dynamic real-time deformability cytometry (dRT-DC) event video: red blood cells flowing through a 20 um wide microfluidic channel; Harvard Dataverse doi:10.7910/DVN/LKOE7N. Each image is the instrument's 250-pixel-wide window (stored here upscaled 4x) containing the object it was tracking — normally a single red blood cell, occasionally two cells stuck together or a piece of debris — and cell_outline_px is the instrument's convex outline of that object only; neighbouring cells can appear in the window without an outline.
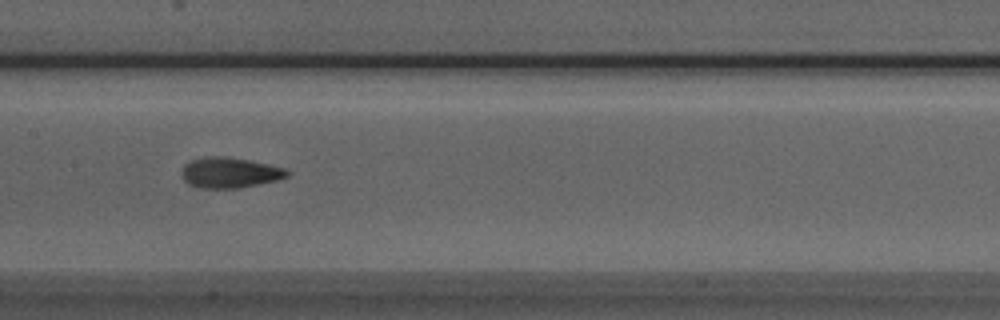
{"species": "Egyptian fruit bat (a non-hibernating species)", "species_latin": "Rousettus aegyptiacus", "temperature_condition": "room temperature", "stored_images_in_passage": 13, "camera_frame_rate_fps": 3000, "um_per_image_px": 0.085, "animal": {"sex": "male"}, "frame": {"image": 1, "passage_image": 6, "time_ms": 1.667, "image_size_px": [1000, 320], "cell_outline_px": [[292, 172], [288, 176], [276, 180], [240, 188], [204, 188], [188, 184], [180, 176], [180, 172], [184, 164], [192, 160], [204, 156], [224, 156], [252, 160], [284, 168]], "centroid_in_image_um": [19.51, 14.66], "position_along_channel_um": 187.9, "area_um2": 18.96}}
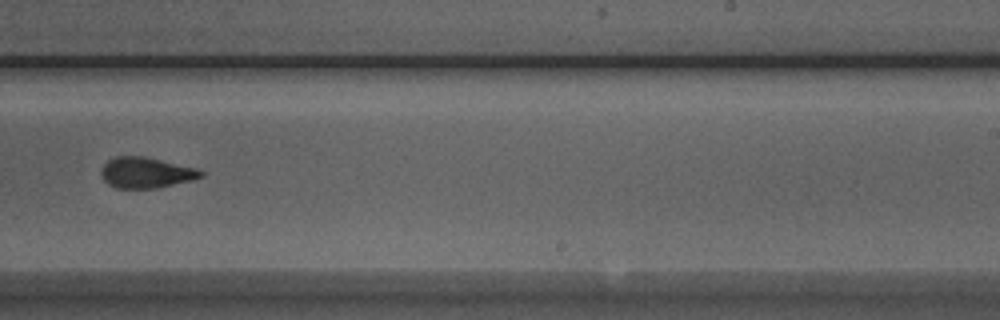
{"frame": {"image": 2, "passage_image": 8, "time_ms": 2.333, "image_size_px": [1000, 320], "cell_outline_px": [[204, 176], [192, 180], [156, 188], [116, 188], [108, 184], [100, 176], [100, 168], [108, 160], [116, 156], [144, 156], [196, 168], [204, 172]], "centroid_in_image_um": [12.38, 14.67], "position_along_channel_um": 276.6, "area_um2": 17.92}}
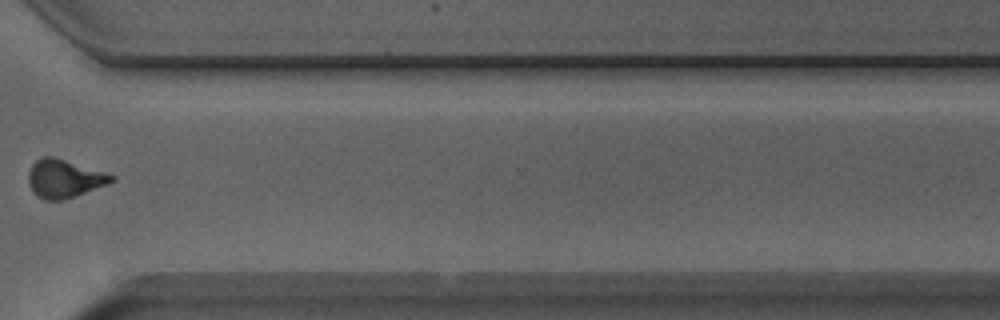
{"frame": {"image": 3, "passage_image": 10, "time_ms": 3.0, "image_size_px": [1000, 320], "cell_outline_px": [[116, 180], [108, 184], [76, 196], [64, 200], [44, 200], [36, 196], [32, 192], [28, 184], [28, 172], [32, 164], [36, 160], [44, 156], [52, 156], [116, 176]], "centroid_in_image_um": [5.43, 15.2], "position_along_channel_um": 365.2, "area_um2": 18.55}}